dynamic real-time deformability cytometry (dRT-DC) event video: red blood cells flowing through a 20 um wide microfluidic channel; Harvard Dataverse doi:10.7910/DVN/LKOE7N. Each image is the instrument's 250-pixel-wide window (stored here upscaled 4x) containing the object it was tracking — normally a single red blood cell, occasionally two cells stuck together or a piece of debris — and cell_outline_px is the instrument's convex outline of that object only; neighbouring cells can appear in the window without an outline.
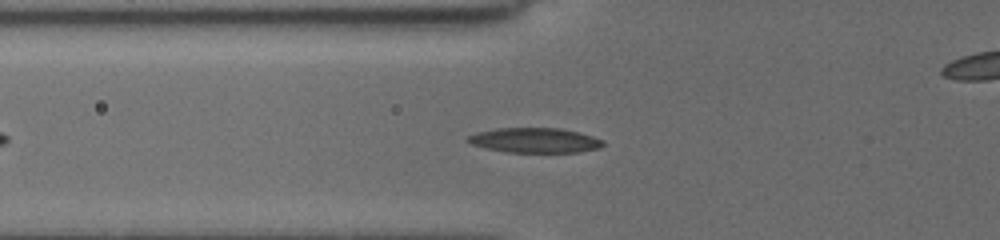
{"species": "common noctule bat (a hibernating species)", "species_latin": "Nyctalus noctula", "temperature_condition": "cold", "stored_images_in_passage": 45, "camera_frame_rate_fps": 3000, "um_per_image_px": 0.085, "animal": {"sex": "female", "body_mass_g": 19.5, "forearm_length_mm": 54.1}, "frame": {"image": 1, "passage_image": 10, "time_ms": 3.0, "image_size_px": [1000, 240], "cell_outline_px": [[604, 144], [600, 148], [580, 152], [508, 152], [488, 148], [472, 144], [464, 140], [468, 136], [476, 132], [496, 128], [560, 128], [592, 136], [604, 140]], "centroid_in_image_um": [45.46, 11.92], "position_along_channel_um": 80.3, "area_um2": 19.54}}
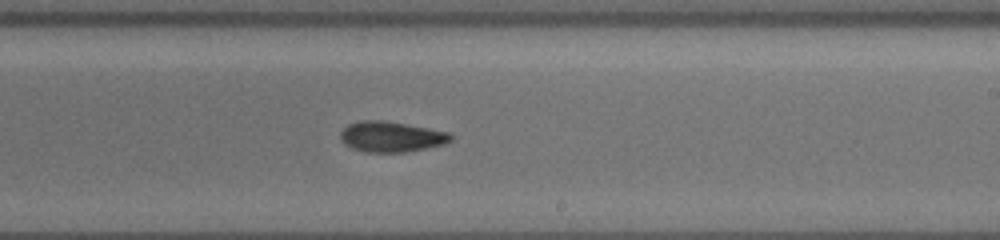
{"frame": {"image": 2, "passage_image": 24, "time_ms": 7.667, "image_size_px": [1000, 240], "cell_outline_px": [[452, 140], [448, 144], [428, 148], [404, 152], [364, 152], [352, 148], [344, 144], [340, 140], [340, 132], [348, 124], [360, 120], [380, 120], [452, 132]], "centroid_in_image_um": [33.27, 11.63], "position_along_channel_um": 255.7, "area_um2": 19.83}}
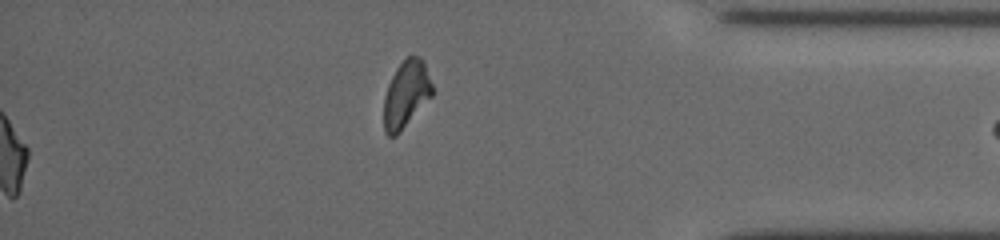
{"frame": {"image": 3, "passage_image": 45, "time_ms": 14.667, "image_size_px": [1000, 240], "cell_outline_px": [[432, 96], [400, 132], [396, 136], [388, 136], [384, 132], [384, 96], [388, 84], [396, 68], [412, 52], [420, 56], [424, 60], [432, 84]], "centroid_in_image_um": [34.52, 7.98], "position_along_channel_um": 400.7, "area_um2": 19.07}, "authors_computed_cell_mechanics": {"area_um2": 19.1896, "velocity_mm_per_s": 3.7608, "shape_relaxation_time_tau1_ms": null, "shape_relaxation_time_tau2_ms": 9.3128, "deformation_change_tau1": null, "deformation_change_tau2": 0.1852}}